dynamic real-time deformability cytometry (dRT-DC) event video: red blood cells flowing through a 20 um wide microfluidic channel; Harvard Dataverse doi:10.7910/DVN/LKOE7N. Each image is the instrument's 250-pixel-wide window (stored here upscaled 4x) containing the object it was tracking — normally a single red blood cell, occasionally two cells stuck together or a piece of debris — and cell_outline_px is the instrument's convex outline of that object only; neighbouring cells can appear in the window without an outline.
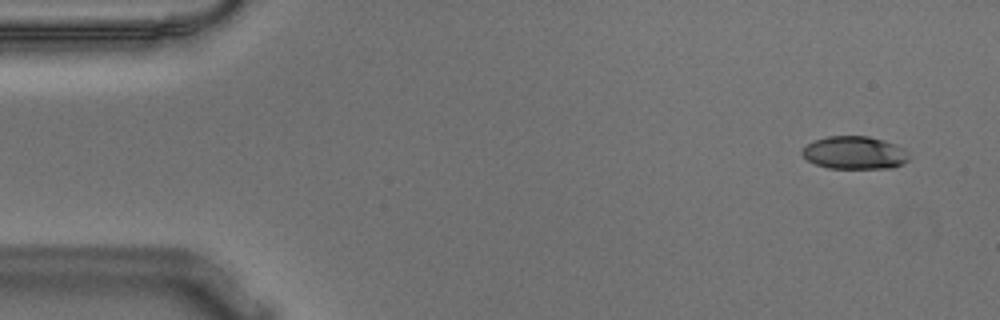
{"species": "Egyptian fruit bat (a non-hibernating species)", "species_latin": "Rousettus aegyptiacus", "temperature_condition": "warm", "stored_images_in_passage": 55, "camera_frame_rate_fps": 3000, "um_per_image_px": 0.085, "animal": {"sex": "male"}, "frame": {"image": 1, "passage_image": 3, "time_ms": 0.667, "image_size_px": [1000, 320], "cell_outline_px": [[908, 160], [904, 164], [892, 168], [828, 168], [816, 164], [808, 160], [800, 152], [808, 144], [816, 140], [828, 136], [868, 136], [884, 140], [904, 148], [908, 156]], "centroid_in_image_um": [72.66, 12.99], "position_along_channel_um": 12.3, "area_um2": 20.35}}
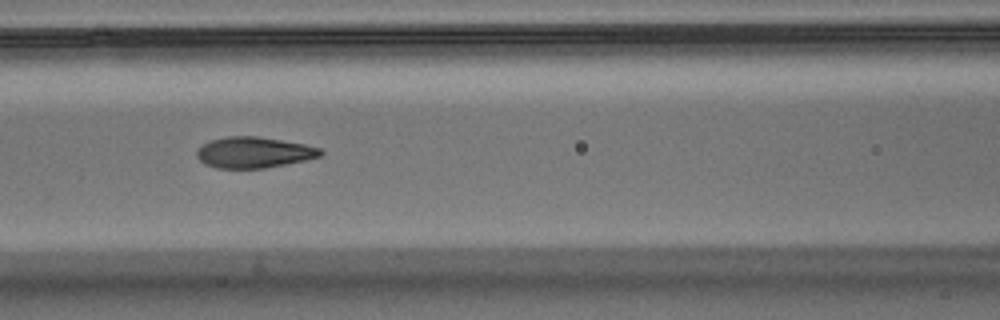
{"frame": {"image": 2, "passage_image": 23, "time_ms": 7.333, "image_size_px": [1000, 320], "cell_outline_px": [[324, 152], [320, 156], [304, 160], [264, 168], [216, 168], [204, 164], [196, 156], [196, 152], [208, 140], [224, 136], [260, 136], [304, 144], [320, 148]], "centroid_in_image_um": [21.55, 12.94], "position_along_channel_um": 145.1, "area_um2": 22.31}}
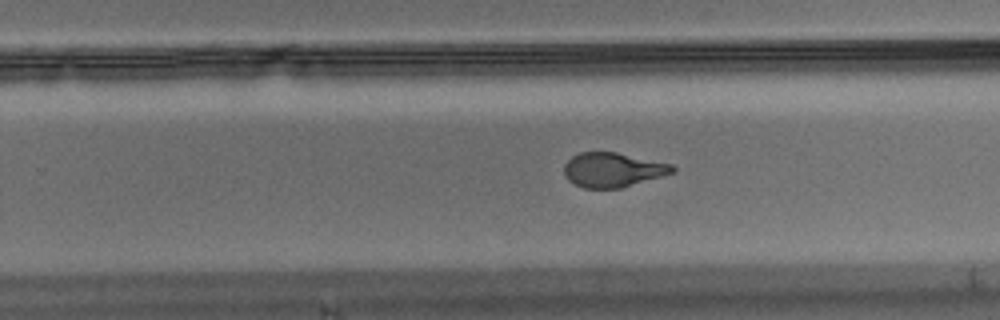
{"frame": {"image": 3, "passage_image": 34, "time_ms": 11.0, "image_size_px": [1000, 320], "cell_outline_px": [[676, 172], [620, 188], [584, 188], [568, 180], [564, 176], [564, 164], [572, 156], [580, 152], [616, 152], [672, 164], [676, 168]], "centroid_in_image_um": [52.09, 14.43], "position_along_channel_um": 277.7, "area_um2": 21.73}, "authors_computed_cell_mechanics": {"area_um2": 22.542, "velocity_mm_per_s": 3.6271, "shape_relaxation_time_tau1_ms": 6.8943, "shape_relaxation_time_tau2_ms": 1.1076, "deformation_change_tau1": 0.251, "deformation_change_tau2": 0.0803}}